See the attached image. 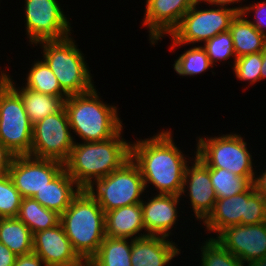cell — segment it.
<instances>
[{"instance_id": "6da1fadb", "label": "cell", "mask_w": 266, "mask_h": 266, "mask_svg": "<svg viewBox=\"0 0 266 266\" xmlns=\"http://www.w3.org/2000/svg\"><path fill=\"white\" fill-rule=\"evenodd\" d=\"M171 130L160 129L151 137L131 142V159L140 169L146 192L152 185L158 194L180 195L185 169L196 156V151L192 158L182 152Z\"/></svg>"}, {"instance_id": "7a4b0ae2", "label": "cell", "mask_w": 266, "mask_h": 266, "mask_svg": "<svg viewBox=\"0 0 266 266\" xmlns=\"http://www.w3.org/2000/svg\"><path fill=\"white\" fill-rule=\"evenodd\" d=\"M123 130L101 142H74L64 169L81 189L89 188L131 159V141L123 137Z\"/></svg>"}, {"instance_id": "3957f363", "label": "cell", "mask_w": 266, "mask_h": 266, "mask_svg": "<svg viewBox=\"0 0 266 266\" xmlns=\"http://www.w3.org/2000/svg\"><path fill=\"white\" fill-rule=\"evenodd\" d=\"M96 86L89 92L69 96L64 101L74 142H101L114 137L123 127L116 105L106 103ZM76 136H75V135Z\"/></svg>"}, {"instance_id": "277c9868", "label": "cell", "mask_w": 266, "mask_h": 266, "mask_svg": "<svg viewBox=\"0 0 266 266\" xmlns=\"http://www.w3.org/2000/svg\"><path fill=\"white\" fill-rule=\"evenodd\" d=\"M60 224L73 249L87 263L97 252L105 235V212L87 191H81L60 215Z\"/></svg>"}, {"instance_id": "5b68a950", "label": "cell", "mask_w": 266, "mask_h": 266, "mask_svg": "<svg viewBox=\"0 0 266 266\" xmlns=\"http://www.w3.org/2000/svg\"><path fill=\"white\" fill-rule=\"evenodd\" d=\"M37 45L41 48L42 60L50 67L61 89L68 96L89 92L96 86L87 60L85 61L87 57L78 48L74 36L41 41L34 48Z\"/></svg>"}, {"instance_id": "8992f818", "label": "cell", "mask_w": 266, "mask_h": 266, "mask_svg": "<svg viewBox=\"0 0 266 266\" xmlns=\"http://www.w3.org/2000/svg\"><path fill=\"white\" fill-rule=\"evenodd\" d=\"M206 136H197L195 145L196 157L206 166L227 169L240 177H254L255 160L244 135L242 137V134L230 132L214 137Z\"/></svg>"}, {"instance_id": "52a82bcc", "label": "cell", "mask_w": 266, "mask_h": 266, "mask_svg": "<svg viewBox=\"0 0 266 266\" xmlns=\"http://www.w3.org/2000/svg\"><path fill=\"white\" fill-rule=\"evenodd\" d=\"M199 5L202 7L200 1H196L169 35L172 41L169 49L173 52L177 50L174 49L176 47L181 48L185 44L194 46L196 43L201 45L219 33L228 31L237 14L232 8L212 6L211 9L209 5V9H200Z\"/></svg>"}, {"instance_id": "ba28073f", "label": "cell", "mask_w": 266, "mask_h": 266, "mask_svg": "<svg viewBox=\"0 0 266 266\" xmlns=\"http://www.w3.org/2000/svg\"><path fill=\"white\" fill-rule=\"evenodd\" d=\"M87 191L96 199L104 212L141 203L146 195L139 167L128 160L121 168L96 180Z\"/></svg>"}, {"instance_id": "9c48e42d", "label": "cell", "mask_w": 266, "mask_h": 266, "mask_svg": "<svg viewBox=\"0 0 266 266\" xmlns=\"http://www.w3.org/2000/svg\"><path fill=\"white\" fill-rule=\"evenodd\" d=\"M33 124L20 95L6 82L0 84V143L13 156L30 155Z\"/></svg>"}, {"instance_id": "30bf717a", "label": "cell", "mask_w": 266, "mask_h": 266, "mask_svg": "<svg viewBox=\"0 0 266 266\" xmlns=\"http://www.w3.org/2000/svg\"><path fill=\"white\" fill-rule=\"evenodd\" d=\"M266 222V200L253 185L245 192L217 199L212 212L202 222L205 231L214 238L221 230L234 225H252Z\"/></svg>"}, {"instance_id": "8fae6325", "label": "cell", "mask_w": 266, "mask_h": 266, "mask_svg": "<svg viewBox=\"0 0 266 266\" xmlns=\"http://www.w3.org/2000/svg\"><path fill=\"white\" fill-rule=\"evenodd\" d=\"M22 8L25 11V35L30 46L73 36L70 18L58 0H24Z\"/></svg>"}, {"instance_id": "7c38bea8", "label": "cell", "mask_w": 266, "mask_h": 266, "mask_svg": "<svg viewBox=\"0 0 266 266\" xmlns=\"http://www.w3.org/2000/svg\"><path fill=\"white\" fill-rule=\"evenodd\" d=\"M74 146L65 107L33 125L31 156L64 163Z\"/></svg>"}, {"instance_id": "4fadbf2b", "label": "cell", "mask_w": 266, "mask_h": 266, "mask_svg": "<svg viewBox=\"0 0 266 266\" xmlns=\"http://www.w3.org/2000/svg\"><path fill=\"white\" fill-rule=\"evenodd\" d=\"M64 169V163L31 155L13 156L7 171L22 198H32Z\"/></svg>"}, {"instance_id": "5bb4252c", "label": "cell", "mask_w": 266, "mask_h": 266, "mask_svg": "<svg viewBox=\"0 0 266 266\" xmlns=\"http://www.w3.org/2000/svg\"><path fill=\"white\" fill-rule=\"evenodd\" d=\"M214 239L245 265L266 257V222L228 226Z\"/></svg>"}, {"instance_id": "9a60e30c", "label": "cell", "mask_w": 266, "mask_h": 266, "mask_svg": "<svg viewBox=\"0 0 266 266\" xmlns=\"http://www.w3.org/2000/svg\"><path fill=\"white\" fill-rule=\"evenodd\" d=\"M190 164L185 169L180 198L184 200L188 197L190 204L187 205L192 206V215L201 224L212 212L217 198L210 179V168L196 156Z\"/></svg>"}, {"instance_id": "2e32d148", "label": "cell", "mask_w": 266, "mask_h": 266, "mask_svg": "<svg viewBox=\"0 0 266 266\" xmlns=\"http://www.w3.org/2000/svg\"><path fill=\"white\" fill-rule=\"evenodd\" d=\"M197 0H145L142 26L147 27L152 47L180 24L184 14Z\"/></svg>"}, {"instance_id": "e0dca14e", "label": "cell", "mask_w": 266, "mask_h": 266, "mask_svg": "<svg viewBox=\"0 0 266 266\" xmlns=\"http://www.w3.org/2000/svg\"><path fill=\"white\" fill-rule=\"evenodd\" d=\"M152 194L150 198L145 196L144 198L147 199L141 202L145 232L147 235L169 238L174 234L172 231L178 225L179 208L182 209L179 205L183 200L180 195L158 194L157 192Z\"/></svg>"}, {"instance_id": "ac0fdd59", "label": "cell", "mask_w": 266, "mask_h": 266, "mask_svg": "<svg viewBox=\"0 0 266 266\" xmlns=\"http://www.w3.org/2000/svg\"><path fill=\"white\" fill-rule=\"evenodd\" d=\"M33 252L42 258L46 266H87L73 249L62 225L33 234Z\"/></svg>"}, {"instance_id": "d6986e66", "label": "cell", "mask_w": 266, "mask_h": 266, "mask_svg": "<svg viewBox=\"0 0 266 266\" xmlns=\"http://www.w3.org/2000/svg\"><path fill=\"white\" fill-rule=\"evenodd\" d=\"M175 240L163 236L148 235L132 240V266H169L181 255Z\"/></svg>"}, {"instance_id": "ffe728a7", "label": "cell", "mask_w": 266, "mask_h": 266, "mask_svg": "<svg viewBox=\"0 0 266 266\" xmlns=\"http://www.w3.org/2000/svg\"><path fill=\"white\" fill-rule=\"evenodd\" d=\"M105 235L131 240L148 236L144 228L141 203L105 212Z\"/></svg>"}, {"instance_id": "44dd1931", "label": "cell", "mask_w": 266, "mask_h": 266, "mask_svg": "<svg viewBox=\"0 0 266 266\" xmlns=\"http://www.w3.org/2000/svg\"><path fill=\"white\" fill-rule=\"evenodd\" d=\"M81 191L74 179L63 169L53 180L38 191L32 198L43 207L61 215Z\"/></svg>"}, {"instance_id": "7402d4cb", "label": "cell", "mask_w": 266, "mask_h": 266, "mask_svg": "<svg viewBox=\"0 0 266 266\" xmlns=\"http://www.w3.org/2000/svg\"><path fill=\"white\" fill-rule=\"evenodd\" d=\"M12 77L8 73L5 81L20 95L26 113L33 125L50 114L59 112L64 107V100L61 97L32 91L25 88L23 84L21 87H17V81H14Z\"/></svg>"}, {"instance_id": "603a6c76", "label": "cell", "mask_w": 266, "mask_h": 266, "mask_svg": "<svg viewBox=\"0 0 266 266\" xmlns=\"http://www.w3.org/2000/svg\"><path fill=\"white\" fill-rule=\"evenodd\" d=\"M242 13H237L230 23L229 31L235 50V57L262 52L266 36L261 34Z\"/></svg>"}, {"instance_id": "cb8c5ba5", "label": "cell", "mask_w": 266, "mask_h": 266, "mask_svg": "<svg viewBox=\"0 0 266 266\" xmlns=\"http://www.w3.org/2000/svg\"><path fill=\"white\" fill-rule=\"evenodd\" d=\"M132 240L105 237L87 266H132Z\"/></svg>"}, {"instance_id": "d4e9b609", "label": "cell", "mask_w": 266, "mask_h": 266, "mask_svg": "<svg viewBox=\"0 0 266 266\" xmlns=\"http://www.w3.org/2000/svg\"><path fill=\"white\" fill-rule=\"evenodd\" d=\"M33 234L17 217L0 218V242L15 255L33 252Z\"/></svg>"}, {"instance_id": "484cf974", "label": "cell", "mask_w": 266, "mask_h": 266, "mask_svg": "<svg viewBox=\"0 0 266 266\" xmlns=\"http://www.w3.org/2000/svg\"><path fill=\"white\" fill-rule=\"evenodd\" d=\"M28 70L24 78L25 83H23L25 88L51 96H59L64 101L69 97L61 89L55 74L42 58L32 61Z\"/></svg>"}, {"instance_id": "4316f807", "label": "cell", "mask_w": 266, "mask_h": 266, "mask_svg": "<svg viewBox=\"0 0 266 266\" xmlns=\"http://www.w3.org/2000/svg\"><path fill=\"white\" fill-rule=\"evenodd\" d=\"M17 218L30 229L32 234L60 223V215L57 212L43 207L33 198H22Z\"/></svg>"}, {"instance_id": "83f0119b", "label": "cell", "mask_w": 266, "mask_h": 266, "mask_svg": "<svg viewBox=\"0 0 266 266\" xmlns=\"http://www.w3.org/2000/svg\"><path fill=\"white\" fill-rule=\"evenodd\" d=\"M254 177H240L227 169L210 168V179L217 199L231 197L247 191Z\"/></svg>"}, {"instance_id": "f1b7e54d", "label": "cell", "mask_w": 266, "mask_h": 266, "mask_svg": "<svg viewBox=\"0 0 266 266\" xmlns=\"http://www.w3.org/2000/svg\"><path fill=\"white\" fill-rule=\"evenodd\" d=\"M212 68V69H211ZM173 69L177 75L185 77H195L210 70L212 71L214 66L210 62V59L205 49L200 46L190 47L181 53L174 61Z\"/></svg>"}, {"instance_id": "f546056e", "label": "cell", "mask_w": 266, "mask_h": 266, "mask_svg": "<svg viewBox=\"0 0 266 266\" xmlns=\"http://www.w3.org/2000/svg\"><path fill=\"white\" fill-rule=\"evenodd\" d=\"M204 239L206 240H202V244L198 245V250L201 251V258H198L201 259L200 266H245L238 257L222 247L214 238Z\"/></svg>"}, {"instance_id": "4dcf8cb0", "label": "cell", "mask_w": 266, "mask_h": 266, "mask_svg": "<svg viewBox=\"0 0 266 266\" xmlns=\"http://www.w3.org/2000/svg\"><path fill=\"white\" fill-rule=\"evenodd\" d=\"M201 46L205 49L210 62L214 67L218 66L216 63H221L223 61L222 63L224 64L228 59H233L234 62L231 61V63L234 65L236 57L232 35L229 30L219 33Z\"/></svg>"}, {"instance_id": "1f68e13d", "label": "cell", "mask_w": 266, "mask_h": 266, "mask_svg": "<svg viewBox=\"0 0 266 266\" xmlns=\"http://www.w3.org/2000/svg\"><path fill=\"white\" fill-rule=\"evenodd\" d=\"M262 65V52L251 53L236 58L234 65L230 64L234 76L249 85L260 82V72Z\"/></svg>"}, {"instance_id": "d6a6232c", "label": "cell", "mask_w": 266, "mask_h": 266, "mask_svg": "<svg viewBox=\"0 0 266 266\" xmlns=\"http://www.w3.org/2000/svg\"><path fill=\"white\" fill-rule=\"evenodd\" d=\"M21 200L8 173L0 174V218L17 217Z\"/></svg>"}, {"instance_id": "836d02e7", "label": "cell", "mask_w": 266, "mask_h": 266, "mask_svg": "<svg viewBox=\"0 0 266 266\" xmlns=\"http://www.w3.org/2000/svg\"><path fill=\"white\" fill-rule=\"evenodd\" d=\"M245 17L251 16L250 13L254 14V17L249 20V22L263 35L266 36V0H260L257 3H249L245 5L242 12ZM254 18V19H253Z\"/></svg>"}, {"instance_id": "e575fe53", "label": "cell", "mask_w": 266, "mask_h": 266, "mask_svg": "<svg viewBox=\"0 0 266 266\" xmlns=\"http://www.w3.org/2000/svg\"><path fill=\"white\" fill-rule=\"evenodd\" d=\"M14 266H46L41 257L34 252L16 257Z\"/></svg>"}, {"instance_id": "d590c367", "label": "cell", "mask_w": 266, "mask_h": 266, "mask_svg": "<svg viewBox=\"0 0 266 266\" xmlns=\"http://www.w3.org/2000/svg\"><path fill=\"white\" fill-rule=\"evenodd\" d=\"M200 3H205V5L209 4L212 8V6H219V7H227V8H232L234 9L237 13H241L244 6L246 4L243 5L242 2H244L245 0H199ZM241 3V4H240ZM235 5V4H239L238 6H232V7H229L231 5Z\"/></svg>"}, {"instance_id": "8d00e7d4", "label": "cell", "mask_w": 266, "mask_h": 266, "mask_svg": "<svg viewBox=\"0 0 266 266\" xmlns=\"http://www.w3.org/2000/svg\"><path fill=\"white\" fill-rule=\"evenodd\" d=\"M263 168L264 169H262L261 172H258L256 169L252 185L254 187V190L266 200V168L265 166Z\"/></svg>"}, {"instance_id": "74e56055", "label": "cell", "mask_w": 266, "mask_h": 266, "mask_svg": "<svg viewBox=\"0 0 266 266\" xmlns=\"http://www.w3.org/2000/svg\"><path fill=\"white\" fill-rule=\"evenodd\" d=\"M17 255L0 242V266H14Z\"/></svg>"}, {"instance_id": "f35d334b", "label": "cell", "mask_w": 266, "mask_h": 266, "mask_svg": "<svg viewBox=\"0 0 266 266\" xmlns=\"http://www.w3.org/2000/svg\"><path fill=\"white\" fill-rule=\"evenodd\" d=\"M12 157L13 155L0 143V174H4L8 171Z\"/></svg>"}, {"instance_id": "ab89813d", "label": "cell", "mask_w": 266, "mask_h": 266, "mask_svg": "<svg viewBox=\"0 0 266 266\" xmlns=\"http://www.w3.org/2000/svg\"><path fill=\"white\" fill-rule=\"evenodd\" d=\"M261 72H260V82L266 79V45L262 51V65H261Z\"/></svg>"}, {"instance_id": "60d3db41", "label": "cell", "mask_w": 266, "mask_h": 266, "mask_svg": "<svg viewBox=\"0 0 266 266\" xmlns=\"http://www.w3.org/2000/svg\"><path fill=\"white\" fill-rule=\"evenodd\" d=\"M246 266H266V257L253 261L249 265Z\"/></svg>"}, {"instance_id": "b9f144b4", "label": "cell", "mask_w": 266, "mask_h": 266, "mask_svg": "<svg viewBox=\"0 0 266 266\" xmlns=\"http://www.w3.org/2000/svg\"><path fill=\"white\" fill-rule=\"evenodd\" d=\"M4 68H5V70L0 69L1 70L0 71V84L6 80V77H7V74H8V72H6L7 71L6 68H8V67H4Z\"/></svg>"}]
</instances>
